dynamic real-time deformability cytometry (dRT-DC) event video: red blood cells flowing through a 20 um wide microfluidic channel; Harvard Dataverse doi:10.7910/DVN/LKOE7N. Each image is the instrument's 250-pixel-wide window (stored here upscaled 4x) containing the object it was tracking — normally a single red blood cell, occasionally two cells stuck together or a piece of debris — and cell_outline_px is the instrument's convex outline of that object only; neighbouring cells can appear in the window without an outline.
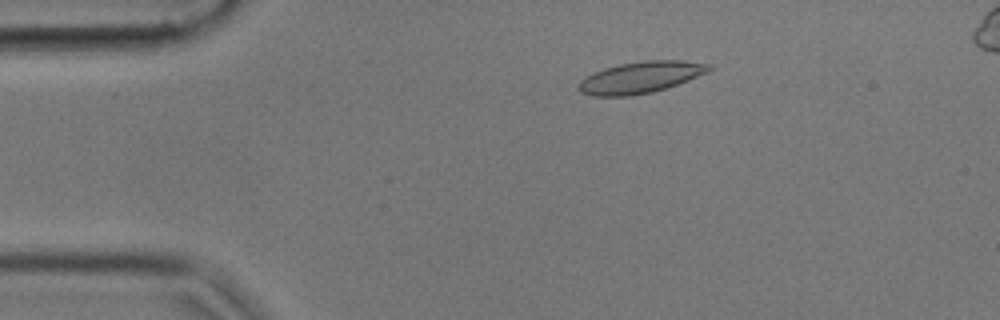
{"species": "common noctule bat (a hibernating species)", "species_latin": "Nyctalus noctula", "temperature_condition": "cold", "stored_images_in_passage": 53, "camera_frame_rate_fps": 3000, "um_per_image_px": 0.085, "animal": {"sex": "male", "body_mass_g": 17.9, "forearm_length_mm": 54.2}, "frame": {"image": 1, "passage_image": 7, "time_ms": 2.0, "image_size_px": [1000, 320], "cell_outline_px": [[712, 68], [708, 72], [688, 80], [652, 92], [628, 96], [592, 96], [580, 92], [576, 88], [580, 80], [604, 68], [620, 64], [644, 60], [684, 60], [712, 64]], "centroid_in_image_um": [54.45, 6.57], "position_along_channel_um": 30.6, "area_um2": 23.87}}
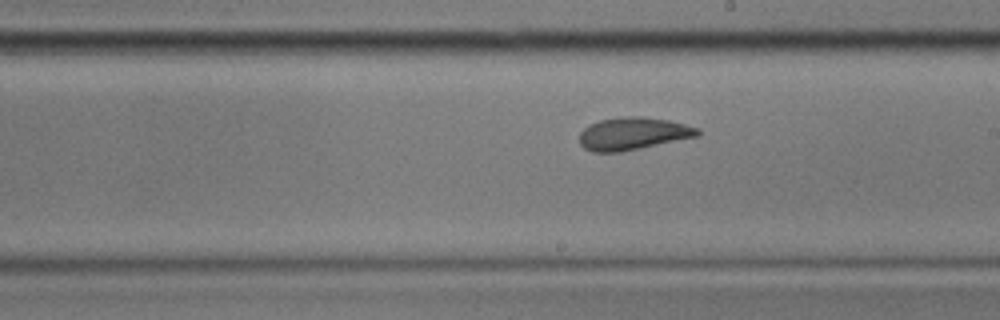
{"frame": {"image": 2, "passage_image": 28, "time_ms": 9.0, "image_size_px": [1000, 320], "cell_outline_px": [[700, 136], [620, 152], [592, 152], [584, 148], [580, 144], [580, 132], [588, 124], [600, 120], [620, 116], [640, 116], [668, 120], [700, 128]], "centroid_in_image_um": [53.8, 11.35], "position_along_channel_um": 235.2, "area_um2": 22.54}}
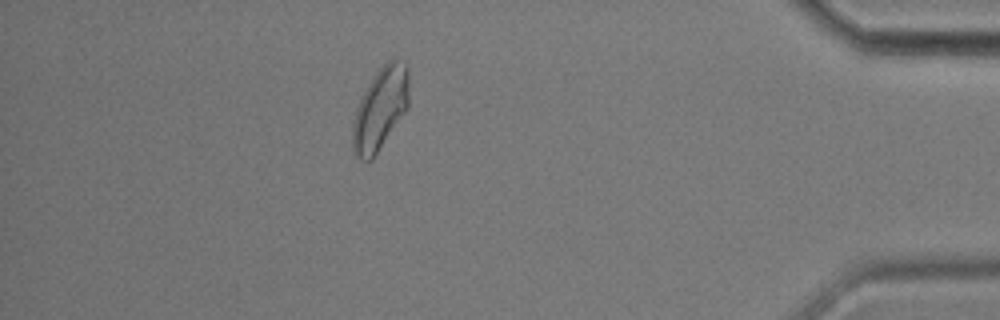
{"frame": {"image": 3, "passage_image": 46, "time_ms": 15.0, "image_size_px": [1000, 320], "cell_outline_px": [[408, 108], [372, 160], [364, 160], [356, 156], [352, 148], [352, 120], [356, 108], [372, 76], [392, 56], [396, 56], [408, 64]], "centroid_in_image_um": [32.33, 9.2], "position_along_channel_um": 402.9, "area_um2": 27.34}, "authors_computed_cell_mechanics": {"area_um2": 23.0044, "velocity_mm_per_s": 3.555, "shape_relaxation_time_tau1_ms": 3.183, "shape_relaxation_time_tau2_ms": 1.7589, "deformation_change_tau1": 0.0985, "deformation_change_tau2": 0.0666}}